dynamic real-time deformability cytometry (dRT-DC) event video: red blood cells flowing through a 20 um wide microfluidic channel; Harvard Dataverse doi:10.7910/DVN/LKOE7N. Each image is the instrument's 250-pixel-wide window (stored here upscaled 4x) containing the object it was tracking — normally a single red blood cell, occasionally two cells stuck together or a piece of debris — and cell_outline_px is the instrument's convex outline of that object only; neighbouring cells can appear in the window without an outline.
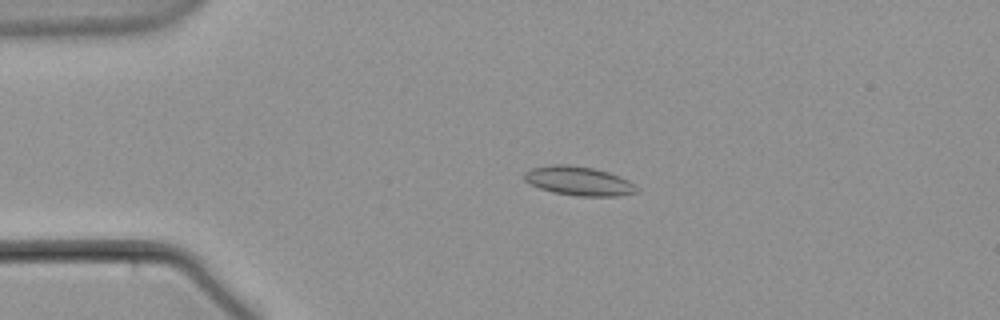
{"species": "common noctule bat (a hibernating species)", "species_latin": "Nyctalus noctula", "temperature_condition": "warm", "stored_images_in_passage": 60, "camera_frame_rate_fps": 3000, "um_per_image_px": 0.085, "animal": {"sex": "male", "body_mass_g": 21.5, "forearm_length_mm": 52.0}, "frame": {"image": 1, "passage_image": 14, "time_ms": 4.333, "image_size_px": [1000, 320], "cell_outline_px": [[640, 192], [620, 196], [576, 196], [552, 192], [540, 188], [524, 180], [524, 172], [532, 168], [552, 164], [568, 164], [596, 168], [620, 176], [636, 184], [640, 188]], "centroid_in_image_um": [49.26, 15.38], "position_along_channel_um": 35.7, "area_um2": 19.36}}
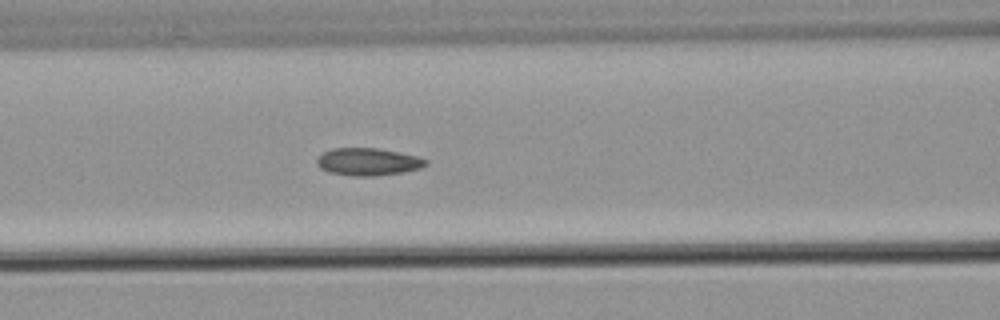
{"frame": {"image": 2, "passage_image": 26, "time_ms": 8.333, "image_size_px": [1000, 320], "cell_outline_px": [[428, 164], [420, 168], [404, 172], [372, 176], [352, 176], [328, 172], [320, 168], [316, 164], [316, 156], [332, 148], [376, 148], [400, 152], [416, 156], [428, 160]], "centroid_in_image_um": [31.25, 13.75], "position_along_channel_um": 135.3, "area_um2": 17.57}}
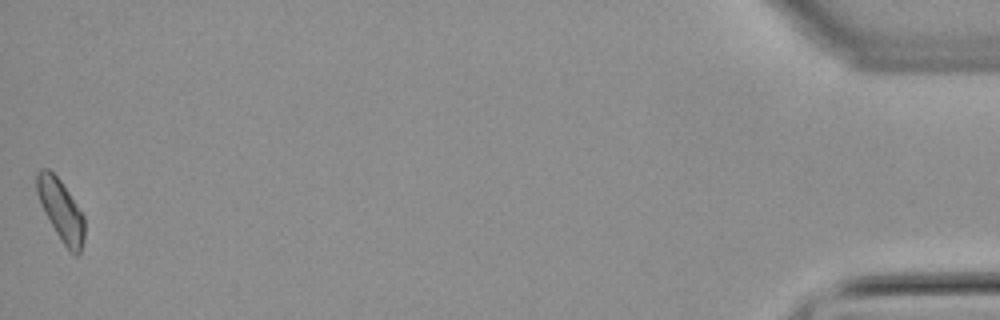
{"frame": {"image": 3, "passage_image": 60, "time_ms": 19.667, "image_size_px": [1000, 320], "cell_outline_px": [[84, 240], [80, 252], [76, 256], [68, 252], [44, 212], [40, 204], [36, 192], [36, 176], [40, 168], [48, 168], [60, 180], [84, 216]], "centroid_in_image_um": [5.17, 17.89], "position_along_channel_um": 430.0, "area_um2": 16.99}}